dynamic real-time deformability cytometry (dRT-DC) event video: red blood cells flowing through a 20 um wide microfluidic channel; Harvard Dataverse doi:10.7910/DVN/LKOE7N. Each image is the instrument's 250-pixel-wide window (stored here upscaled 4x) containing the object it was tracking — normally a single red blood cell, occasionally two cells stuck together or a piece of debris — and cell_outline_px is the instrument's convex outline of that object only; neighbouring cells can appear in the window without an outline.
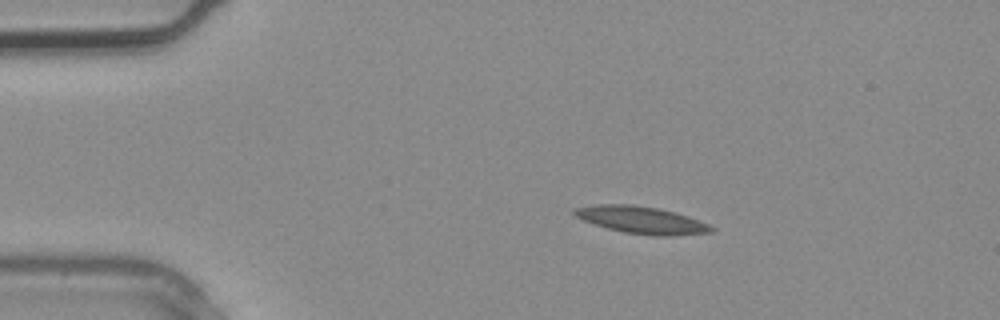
{"species": "common noctule bat (a hibernating species)", "species_latin": "Nyctalus noctula", "temperature_condition": "warm", "stored_images_in_passage": 1, "camera_frame_rate_fps": 3000, "um_per_image_px": 0.085, "animal": {"sex": "male", "body_mass_g": 20.4}, "frame": {"image": 1, "passage_image": 1, "time_ms": 0.0, "image_size_px": [1000, 320], "cell_outline_px": [[716, 228], [712, 232], [668, 236], [652, 236], [624, 232], [608, 228], [584, 220], [576, 216], [572, 212], [572, 208], [596, 204], [632, 204], [656, 208], [676, 212], [688, 216], [708, 224]], "centroid_in_image_um": [54.53, 18.69], "position_along_channel_um": 30.5, "area_um2": 21.62}}